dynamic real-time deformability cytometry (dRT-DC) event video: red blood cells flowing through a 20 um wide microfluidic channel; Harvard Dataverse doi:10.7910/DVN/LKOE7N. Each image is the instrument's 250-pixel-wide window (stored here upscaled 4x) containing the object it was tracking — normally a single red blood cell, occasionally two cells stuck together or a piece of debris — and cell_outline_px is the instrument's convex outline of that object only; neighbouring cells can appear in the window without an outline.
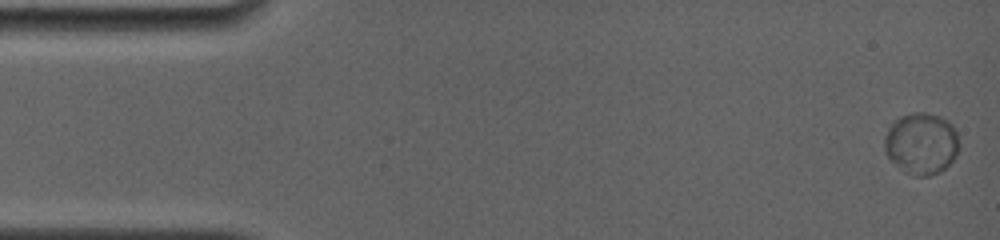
{"species": "common noctule bat (a hibernating species)", "species_latin": "Nyctalus noctula", "temperature_condition": "room temperature", "stored_images_in_passage": 42, "camera_frame_rate_fps": 4000, "um_per_image_px": 0.085, "animal": {"sex": "female", "body_mass_g": 19.0, "forearm_length_mm": 56.7}, "frame": {"image": 1, "passage_image": 3, "time_ms": 0.25, "image_size_px": [1000, 240], "cell_outline_px": [[960, 148], [956, 156], [940, 172], [928, 176], [912, 176], [904, 172], [888, 156], [884, 148], [884, 140], [888, 128], [900, 116], [912, 112], [924, 112], [940, 116], [948, 120], [952, 124], [956, 132]], "centroid_in_image_um": [78.33, 12.19], "position_along_channel_um": 6.7, "area_um2": 26.88}}
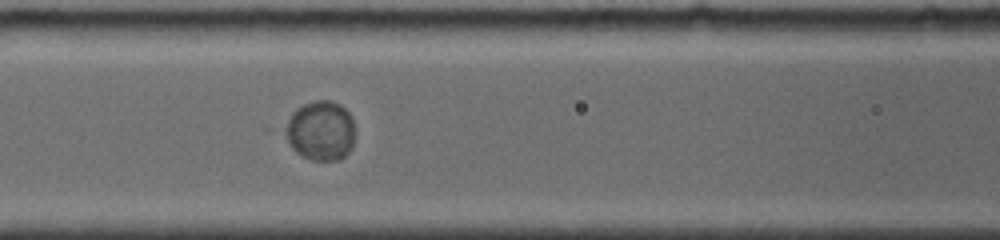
{"frame": {"image": 2, "passage_image": 19, "time_ms": 7.25, "image_size_px": [1000, 240], "cell_outline_px": [[352, 148], [340, 160], [312, 160], [296, 152], [292, 148], [280, 128], [292, 112], [296, 108], [304, 104], [316, 100], [332, 100], [340, 104], [352, 116]], "centroid_in_image_um": [27.18, 11.09], "position_along_channel_um": 139.4, "area_um2": 24.51}}
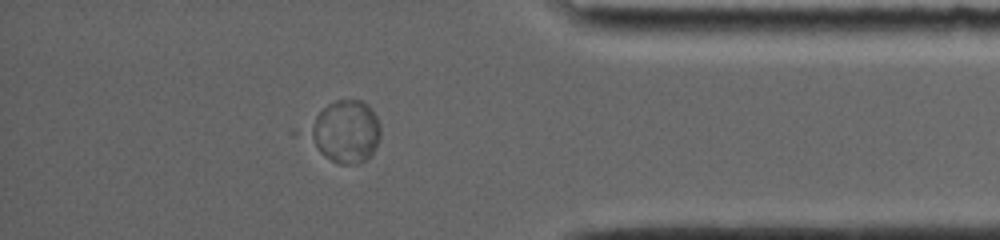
{"frame": {"image": 3, "passage_image": 36, "time_ms": 14.75, "image_size_px": [1000, 240], "cell_outline_px": [[380, 136], [372, 156], [368, 160], [360, 164], [340, 164], [324, 156], [320, 152], [304, 132], [316, 116], [328, 104], [336, 100], [360, 100], [368, 104], [372, 108], [380, 124]], "centroid_in_image_um": [29.38, 11.2], "position_along_channel_um": 405.8, "area_um2": 26.24}}